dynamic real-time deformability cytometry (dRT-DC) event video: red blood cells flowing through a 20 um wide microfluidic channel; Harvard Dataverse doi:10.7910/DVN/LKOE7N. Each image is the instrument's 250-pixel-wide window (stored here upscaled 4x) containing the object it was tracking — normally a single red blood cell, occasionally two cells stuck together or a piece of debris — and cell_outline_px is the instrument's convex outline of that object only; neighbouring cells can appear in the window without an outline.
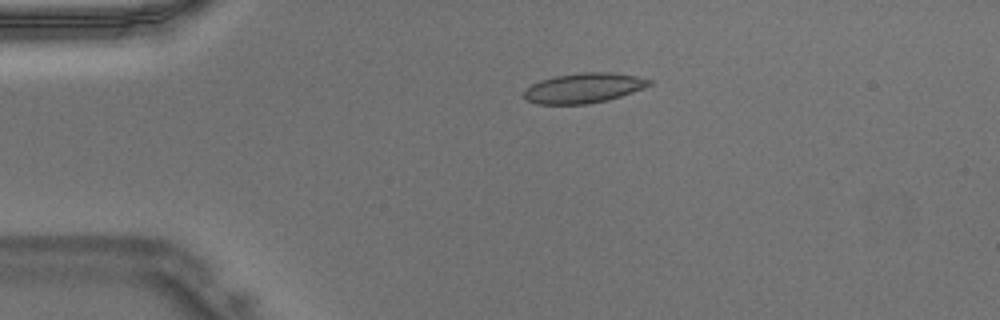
{"species": "Egyptian fruit bat (a non-hibernating species)", "species_latin": "Rousettus aegyptiacus", "temperature_condition": "warm", "stored_images_in_passage": 37, "camera_frame_rate_fps": 3000, "um_per_image_px": 0.085, "animal": {"sex": "male"}, "frame": {"image": 1, "passage_image": 1, "time_ms": 0.0, "image_size_px": [1000, 320], "cell_outline_px": [[652, 84], [632, 92], [608, 100], [588, 104], [536, 104], [528, 100], [524, 96], [524, 88], [540, 80], [556, 76], [580, 72], [612, 72], [636, 76], [652, 80]], "centroid_in_image_um": [49.6, 7.48], "position_along_channel_um": 35.4, "area_um2": 21.85}}
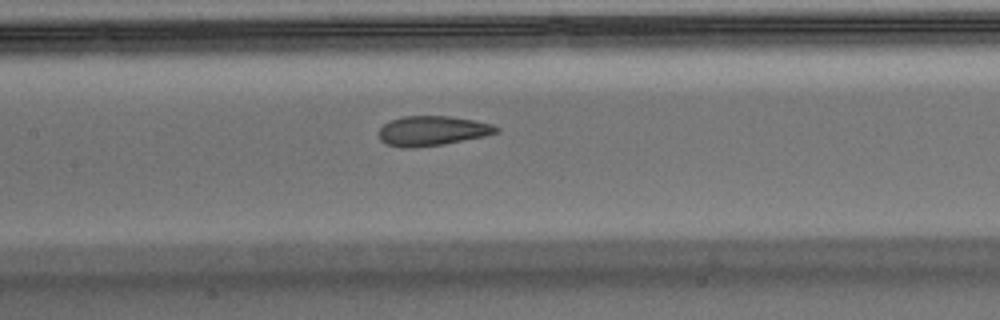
{"frame": {"image": 2, "passage_image": 13, "time_ms": 4.0, "image_size_px": [1000, 320], "cell_outline_px": [[500, 132], [484, 136], [444, 144], [412, 148], [404, 148], [384, 144], [380, 140], [380, 128], [384, 124], [392, 120], [404, 116], [448, 116], [472, 120], [492, 124], [500, 128]], "centroid_in_image_um": [36.75, 11.13], "position_along_channel_um": 170.7, "area_um2": 20.29}}
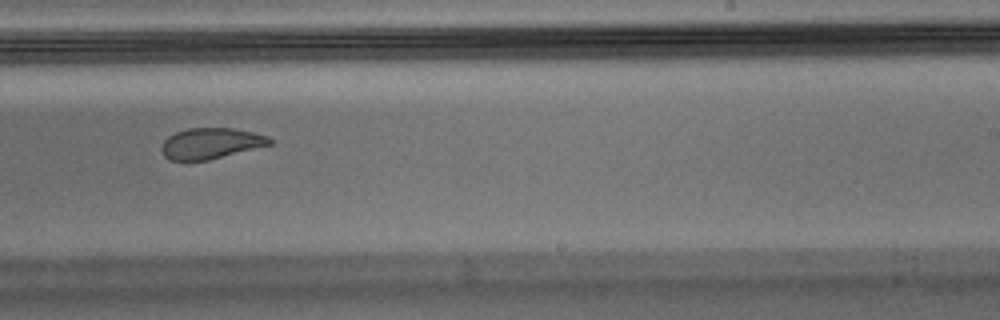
{"frame": {"image": 3, "passage_image": 20, "time_ms": 6.333, "image_size_px": [1000, 320], "cell_outline_px": [[276, 140], [272, 144], [208, 160], [168, 160], [164, 156], [160, 148], [164, 140], [168, 136], [176, 132], [188, 128], [232, 128], [252, 132], [268, 136]], "centroid_in_image_um": [17.92, 12.18], "position_along_channel_um": 271.1, "area_um2": 19.48}}